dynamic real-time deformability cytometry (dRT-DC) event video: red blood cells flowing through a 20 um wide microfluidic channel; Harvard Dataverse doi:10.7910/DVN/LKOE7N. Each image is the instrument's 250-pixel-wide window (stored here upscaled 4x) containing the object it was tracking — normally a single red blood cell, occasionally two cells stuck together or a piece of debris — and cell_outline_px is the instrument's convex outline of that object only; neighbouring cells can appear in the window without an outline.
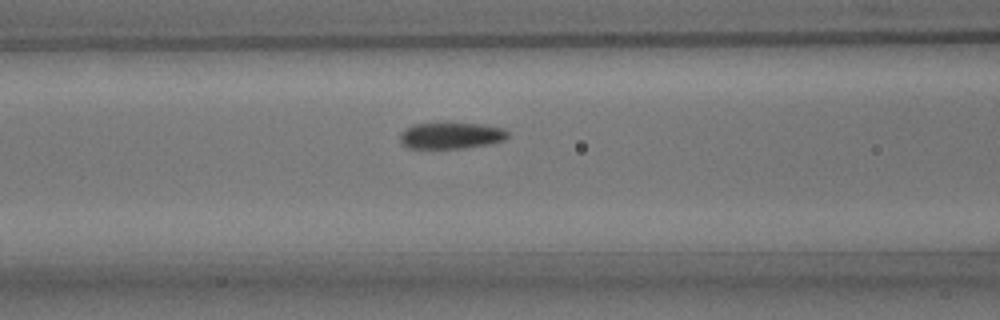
{"species": "common noctule bat (a hibernating species)", "species_latin": "Nyctalus noctula", "temperature_condition": "room temperature", "stored_images_in_passage": 34, "camera_frame_rate_fps": 3000, "um_per_image_px": 0.085, "animal": {"sex": "male", "body_mass_g": 15.6}, "frame": {"image": 1, "passage_image": 13, "time_ms": 4.0, "image_size_px": [1000, 320], "cell_outline_px": [[508, 136], [504, 140], [488, 144], [464, 148], [408, 148], [400, 140], [400, 132], [404, 128], [412, 124], [484, 124], [504, 128], [508, 132]], "centroid_in_image_um": [38.34, 11.53], "position_along_channel_um": 128.3, "area_um2": 16.42}}
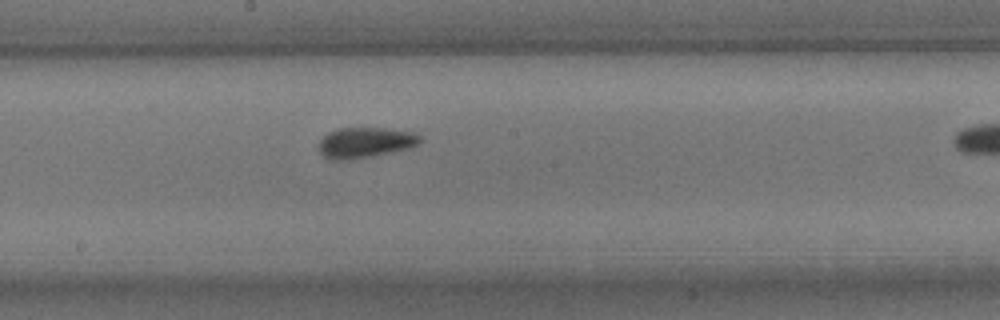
{"frame": {"image": 2, "passage_image": 20, "time_ms": 6.333, "image_size_px": [1000, 320], "cell_outline_px": [[420, 144], [412, 148], [372, 156], [344, 160], [328, 160], [320, 152], [316, 144], [328, 132], [336, 128], [384, 128], [412, 132], [420, 136]], "centroid_in_image_um": [31.01, 12.12], "position_along_channel_um": 217.2, "area_um2": 18.21}}
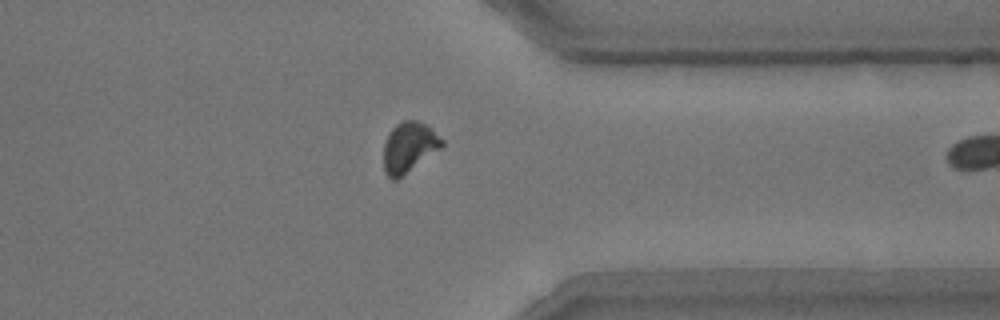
{"frame": {"image": 3, "passage_image": 33, "time_ms": 10.667, "image_size_px": [1000, 320], "cell_outline_px": [[444, 144], [440, 148], [396, 180], [392, 180], [384, 172], [384, 144], [392, 128], [400, 120], [416, 120], [432, 128], [444, 140]], "centroid_in_image_um": [34.76, 12.49], "position_along_channel_um": 376.6, "area_um2": 16.88}}